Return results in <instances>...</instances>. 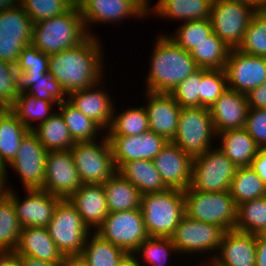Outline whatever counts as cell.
Listing matches in <instances>:
<instances>
[{
  "label": "cell",
  "mask_w": 266,
  "mask_h": 266,
  "mask_svg": "<svg viewBox=\"0 0 266 266\" xmlns=\"http://www.w3.org/2000/svg\"><path fill=\"white\" fill-rule=\"evenodd\" d=\"M98 40L89 36L79 45L49 55L48 73L67 95L103 82L104 50Z\"/></svg>",
  "instance_id": "6da1fadb"
},
{
  "label": "cell",
  "mask_w": 266,
  "mask_h": 266,
  "mask_svg": "<svg viewBox=\"0 0 266 266\" xmlns=\"http://www.w3.org/2000/svg\"><path fill=\"white\" fill-rule=\"evenodd\" d=\"M151 52L145 91L171 93L198 69L188 51L178 46L166 33L159 34Z\"/></svg>",
  "instance_id": "7a4b0ae2"
},
{
  "label": "cell",
  "mask_w": 266,
  "mask_h": 266,
  "mask_svg": "<svg viewBox=\"0 0 266 266\" xmlns=\"http://www.w3.org/2000/svg\"><path fill=\"white\" fill-rule=\"evenodd\" d=\"M89 36L75 4L64 14L33 23L31 45L50 55L79 45Z\"/></svg>",
  "instance_id": "3957f363"
},
{
  "label": "cell",
  "mask_w": 266,
  "mask_h": 266,
  "mask_svg": "<svg viewBox=\"0 0 266 266\" xmlns=\"http://www.w3.org/2000/svg\"><path fill=\"white\" fill-rule=\"evenodd\" d=\"M140 208L149 237H170L186 214L183 191L173 188L141 195Z\"/></svg>",
  "instance_id": "277c9868"
},
{
  "label": "cell",
  "mask_w": 266,
  "mask_h": 266,
  "mask_svg": "<svg viewBox=\"0 0 266 266\" xmlns=\"http://www.w3.org/2000/svg\"><path fill=\"white\" fill-rule=\"evenodd\" d=\"M183 194L187 216L215 224L224 231L235 229L238 206L229 191L203 192L189 187Z\"/></svg>",
  "instance_id": "5b68a950"
},
{
  "label": "cell",
  "mask_w": 266,
  "mask_h": 266,
  "mask_svg": "<svg viewBox=\"0 0 266 266\" xmlns=\"http://www.w3.org/2000/svg\"><path fill=\"white\" fill-rule=\"evenodd\" d=\"M214 139L217 141V133L209 108L186 107L181 109L172 143L194 159L214 147Z\"/></svg>",
  "instance_id": "8992f818"
},
{
  "label": "cell",
  "mask_w": 266,
  "mask_h": 266,
  "mask_svg": "<svg viewBox=\"0 0 266 266\" xmlns=\"http://www.w3.org/2000/svg\"><path fill=\"white\" fill-rule=\"evenodd\" d=\"M101 135L100 141L76 142L70 149L82 184H103L117 172L107 135Z\"/></svg>",
  "instance_id": "52a82bcc"
},
{
  "label": "cell",
  "mask_w": 266,
  "mask_h": 266,
  "mask_svg": "<svg viewBox=\"0 0 266 266\" xmlns=\"http://www.w3.org/2000/svg\"><path fill=\"white\" fill-rule=\"evenodd\" d=\"M257 8L241 0H213L209 20L213 32L231 49L242 43Z\"/></svg>",
  "instance_id": "ba28073f"
},
{
  "label": "cell",
  "mask_w": 266,
  "mask_h": 266,
  "mask_svg": "<svg viewBox=\"0 0 266 266\" xmlns=\"http://www.w3.org/2000/svg\"><path fill=\"white\" fill-rule=\"evenodd\" d=\"M224 230L212 223H205L193 218H190L186 214L180 220L178 226L175 228L173 234L170 236L171 241L174 243L178 254H184L192 256V254H213L210 258L204 259L207 263L201 261L199 264L208 265L215 254L218 252V248L221 243ZM212 252V253H211ZM187 253V254H186Z\"/></svg>",
  "instance_id": "9c48e42d"
},
{
  "label": "cell",
  "mask_w": 266,
  "mask_h": 266,
  "mask_svg": "<svg viewBox=\"0 0 266 266\" xmlns=\"http://www.w3.org/2000/svg\"><path fill=\"white\" fill-rule=\"evenodd\" d=\"M46 229L63 256L81 254L91 232L68 199L58 202Z\"/></svg>",
  "instance_id": "30bf717a"
},
{
  "label": "cell",
  "mask_w": 266,
  "mask_h": 266,
  "mask_svg": "<svg viewBox=\"0 0 266 266\" xmlns=\"http://www.w3.org/2000/svg\"><path fill=\"white\" fill-rule=\"evenodd\" d=\"M237 166L217 147L193 159L190 187L203 192L230 191Z\"/></svg>",
  "instance_id": "8fae6325"
},
{
  "label": "cell",
  "mask_w": 266,
  "mask_h": 266,
  "mask_svg": "<svg viewBox=\"0 0 266 266\" xmlns=\"http://www.w3.org/2000/svg\"><path fill=\"white\" fill-rule=\"evenodd\" d=\"M95 232L126 253H133L149 237L141 208L109 212Z\"/></svg>",
  "instance_id": "7c38bea8"
},
{
  "label": "cell",
  "mask_w": 266,
  "mask_h": 266,
  "mask_svg": "<svg viewBox=\"0 0 266 266\" xmlns=\"http://www.w3.org/2000/svg\"><path fill=\"white\" fill-rule=\"evenodd\" d=\"M47 152L36 134L29 130L21 139L15 158L4 169L5 188H8V167H10L20 177L24 190L42 189L45 179Z\"/></svg>",
  "instance_id": "4fadbf2b"
},
{
  "label": "cell",
  "mask_w": 266,
  "mask_h": 266,
  "mask_svg": "<svg viewBox=\"0 0 266 266\" xmlns=\"http://www.w3.org/2000/svg\"><path fill=\"white\" fill-rule=\"evenodd\" d=\"M33 22L22 6L0 11V59L17 64L21 51L32 41Z\"/></svg>",
  "instance_id": "5bb4252c"
},
{
  "label": "cell",
  "mask_w": 266,
  "mask_h": 266,
  "mask_svg": "<svg viewBox=\"0 0 266 266\" xmlns=\"http://www.w3.org/2000/svg\"><path fill=\"white\" fill-rule=\"evenodd\" d=\"M76 4L79 7L83 17L85 28L90 36H96L91 31V23L95 25L108 24L131 17L139 19L148 18V10L137 0H78ZM129 17V18H128Z\"/></svg>",
  "instance_id": "9a60e30c"
},
{
  "label": "cell",
  "mask_w": 266,
  "mask_h": 266,
  "mask_svg": "<svg viewBox=\"0 0 266 266\" xmlns=\"http://www.w3.org/2000/svg\"><path fill=\"white\" fill-rule=\"evenodd\" d=\"M5 194L13 201L22 228L46 227L53 217L56 205L62 199L43 189H25L26 197L21 201L11 186L6 188Z\"/></svg>",
  "instance_id": "2e32d148"
},
{
  "label": "cell",
  "mask_w": 266,
  "mask_h": 266,
  "mask_svg": "<svg viewBox=\"0 0 266 266\" xmlns=\"http://www.w3.org/2000/svg\"><path fill=\"white\" fill-rule=\"evenodd\" d=\"M224 70L228 88L246 95L266 81V58L231 49Z\"/></svg>",
  "instance_id": "e0dca14e"
},
{
  "label": "cell",
  "mask_w": 266,
  "mask_h": 266,
  "mask_svg": "<svg viewBox=\"0 0 266 266\" xmlns=\"http://www.w3.org/2000/svg\"><path fill=\"white\" fill-rule=\"evenodd\" d=\"M81 184L70 150L47 152L43 190L68 199Z\"/></svg>",
  "instance_id": "ac0fdd59"
},
{
  "label": "cell",
  "mask_w": 266,
  "mask_h": 266,
  "mask_svg": "<svg viewBox=\"0 0 266 266\" xmlns=\"http://www.w3.org/2000/svg\"><path fill=\"white\" fill-rule=\"evenodd\" d=\"M116 170L125 162L153 160L168 141L153 131L133 136H107Z\"/></svg>",
  "instance_id": "d6986e66"
},
{
  "label": "cell",
  "mask_w": 266,
  "mask_h": 266,
  "mask_svg": "<svg viewBox=\"0 0 266 266\" xmlns=\"http://www.w3.org/2000/svg\"><path fill=\"white\" fill-rule=\"evenodd\" d=\"M153 162L167 188L184 191L190 187L193 159L176 144L169 141Z\"/></svg>",
  "instance_id": "ffe728a7"
},
{
  "label": "cell",
  "mask_w": 266,
  "mask_h": 266,
  "mask_svg": "<svg viewBox=\"0 0 266 266\" xmlns=\"http://www.w3.org/2000/svg\"><path fill=\"white\" fill-rule=\"evenodd\" d=\"M208 266H256V235L236 229L225 231Z\"/></svg>",
  "instance_id": "44dd1931"
},
{
  "label": "cell",
  "mask_w": 266,
  "mask_h": 266,
  "mask_svg": "<svg viewBox=\"0 0 266 266\" xmlns=\"http://www.w3.org/2000/svg\"><path fill=\"white\" fill-rule=\"evenodd\" d=\"M144 105L149 121V129L157 135L163 136L168 142L175 137L181 106L171 93L145 92Z\"/></svg>",
  "instance_id": "7402d4cb"
},
{
  "label": "cell",
  "mask_w": 266,
  "mask_h": 266,
  "mask_svg": "<svg viewBox=\"0 0 266 266\" xmlns=\"http://www.w3.org/2000/svg\"><path fill=\"white\" fill-rule=\"evenodd\" d=\"M101 84L105 83L99 82L91 88L74 91L68 95L67 100L107 132L111 125L115 104L112 96L107 92V87H102Z\"/></svg>",
  "instance_id": "603a6c76"
},
{
  "label": "cell",
  "mask_w": 266,
  "mask_h": 266,
  "mask_svg": "<svg viewBox=\"0 0 266 266\" xmlns=\"http://www.w3.org/2000/svg\"><path fill=\"white\" fill-rule=\"evenodd\" d=\"M248 108L246 95L228 88L209 108L216 133L243 128Z\"/></svg>",
  "instance_id": "cb8c5ba5"
},
{
  "label": "cell",
  "mask_w": 266,
  "mask_h": 266,
  "mask_svg": "<svg viewBox=\"0 0 266 266\" xmlns=\"http://www.w3.org/2000/svg\"><path fill=\"white\" fill-rule=\"evenodd\" d=\"M68 200L91 232L97 230L109 213L102 184H81Z\"/></svg>",
  "instance_id": "d4e9b609"
},
{
  "label": "cell",
  "mask_w": 266,
  "mask_h": 266,
  "mask_svg": "<svg viewBox=\"0 0 266 266\" xmlns=\"http://www.w3.org/2000/svg\"><path fill=\"white\" fill-rule=\"evenodd\" d=\"M15 251L19 255H27L46 262L62 263L64 259L46 227L22 228Z\"/></svg>",
  "instance_id": "484cf974"
},
{
  "label": "cell",
  "mask_w": 266,
  "mask_h": 266,
  "mask_svg": "<svg viewBox=\"0 0 266 266\" xmlns=\"http://www.w3.org/2000/svg\"><path fill=\"white\" fill-rule=\"evenodd\" d=\"M213 0H158L148 9V17L153 14L166 20L193 21L209 19Z\"/></svg>",
  "instance_id": "4316f807"
},
{
  "label": "cell",
  "mask_w": 266,
  "mask_h": 266,
  "mask_svg": "<svg viewBox=\"0 0 266 266\" xmlns=\"http://www.w3.org/2000/svg\"><path fill=\"white\" fill-rule=\"evenodd\" d=\"M217 147L237 166H251L259 146L245 128L227 130L217 134ZM219 145V146H218Z\"/></svg>",
  "instance_id": "83f0119b"
},
{
  "label": "cell",
  "mask_w": 266,
  "mask_h": 266,
  "mask_svg": "<svg viewBox=\"0 0 266 266\" xmlns=\"http://www.w3.org/2000/svg\"><path fill=\"white\" fill-rule=\"evenodd\" d=\"M117 172L131 182L141 193L162 192L167 189L153 160H133L123 163Z\"/></svg>",
  "instance_id": "f1b7e54d"
},
{
  "label": "cell",
  "mask_w": 266,
  "mask_h": 266,
  "mask_svg": "<svg viewBox=\"0 0 266 266\" xmlns=\"http://www.w3.org/2000/svg\"><path fill=\"white\" fill-rule=\"evenodd\" d=\"M28 131L9 108H0V167L3 170L15 158L21 139Z\"/></svg>",
  "instance_id": "f546056e"
},
{
  "label": "cell",
  "mask_w": 266,
  "mask_h": 266,
  "mask_svg": "<svg viewBox=\"0 0 266 266\" xmlns=\"http://www.w3.org/2000/svg\"><path fill=\"white\" fill-rule=\"evenodd\" d=\"M102 185L106 195L108 212H122L140 208L141 193L118 172Z\"/></svg>",
  "instance_id": "4dcf8cb0"
},
{
  "label": "cell",
  "mask_w": 266,
  "mask_h": 266,
  "mask_svg": "<svg viewBox=\"0 0 266 266\" xmlns=\"http://www.w3.org/2000/svg\"><path fill=\"white\" fill-rule=\"evenodd\" d=\"M17 84L19 94L25 92L51 103H62L68 97L50 73L44 76H28L24 71L17 70Z\"/></svg>",
  "instance_id": "1f68e13d"
},
{
  "label": "cell",
  "mask_w": 266,
  "mask_h": 266,
  "mask_svg": "<svg viewBox=\"0 0 266 266\" xmlns=\"http://www.w3.org/2000/svg\"><path fill=\"white\" fill-rule=\"evenodd\" d=\"M59 104L37 99L24 92L19 94L15 102L9 107V110L24 126L29 130H33L36 126L46 121L55 112L53 108ZM35 122H37L36 125L32 124Z\"/></svg>",
  "instance_id": "d6a6232c"
},
{
  "label": "cell",
  "mask_w": 266,
  "mask_h": 266,
  "mask_svg": "<svg viewBox=\"0 0 266 266\" xmlns=\"http://www.w3.org/2000/svg\"><path fill=\"white\" fill-rule=\"evenodd\" d=\"M32 131L48 152L70 150L75 143L58 111L54 112L46 121L36 126Z\"/></svg>",
  "instance_id": "836d02e7"
},
{
  "label": "cell",
  "mask_w": 266,
  "mask_h": 266,
  "mask_svg": "<svg viewBox=\"0 0 266 266\" xmlns=\"http://www.w3.org/2000/svg\"><path fill=\"white\" fill-rule=\"evenodd\" d=\"M57 109L75 143L95 141L97 140V135L99 137L100 132H105L96 122L85 116L68 100L60 103Z\"/></svg>",
  "instance_id": "e575fe53"
},
{
  "label": "cell",
  "mask_w": 266,
  "mask_h": 266,
  "mask_svg": "<svg viewBox=\"0 0 266 266\" xmlns=\"http://www.w3.org/2000/svg\"><path fill=\"white\" fill-rule=\"evenodd\" d=\"M92 233L86 238L81 256L90 266H116L126 252L95 231Z\"/></svg>",
  "instance_id": "d590c367"
},
{
  "label": "cell",
  "mask_w": 266,
  "mask_h": 266,
  "mask_svg": "<svg viewBox=\"0 0 266 266\" xmlns=\"http://www.w3.org/2000/svg\"><path fill=\"white\" fill-rule=\"evenodd\" d=\"M115 110L114 105L111 125L105 132L107 136H133L150 130L144 105L128 107L117 115Z\"/></svg>",
  "instance_id": "8d00e7d4"
},
{
  "label": "cell",
  "mask_w": 266,
  "mask_h": 266,
  "mask_svg": "<svg viewBox=\"0 0 266 266\" xmlns=\"http://www.w3.org/2000/svg\"><path fill=\"white\" fill-rule=\"evenodd\" d=\"M231 48L228 47L214 32L197 44L189 53L198 68L224 69Z\"/></svg>",
  "instance_id": "74e56055"
},
{
  "label": "cell",
  "mask_w": 266,
  "mask_h": 266,
  "mask_svg": "<svg viewBox=\"0 0 266 266\" xmlns=\"http://www.w3.org/2000/svg\"><path fill=\"white\" fill-rule=\"evenodd\" d=\"M230 194L238 206L242 202L266 196V185L249 167H239L232 179Z\"/></svg>",
  "instance_id": "f35d334b"
},
{
  "label": "cell",
  "mask_w": 266,
  "mask_h": 266,
  "mask_svg": "<svg viewBox=\"0 0 266 266\" xmlns=\"http://www.w3.org/2000/svg\"><path fill=\"white\" fill-rule=\"evenodd\" d=\"M172 252L174 254L178 253L170 237H148L138 246L133 254L142 266H166V262L171 258ZM143 262H147V264Z\"/></svg>",
  "instance_id": "ab89813d"
},
{
  "label": "cell",
  "mask_w": 266,
  "mask_h": 266,
  "mask_svg": "<svg viewBox=\"0 0 266 266\" xmlns=\"http://www.w3.org/2000/svg\"><path fill=\"white\" fill-rule=\"evenodd\" d=\"M265 226L266 196L238 205L236 230L257 235Z\"/></svg>",
  "instance_id": "60d3db41"
},
{
  "label": "cell",
  "mask_w": 266,
  "mask_h": 266,
  "mask_svg": "<svg viewBox=\"0 0 266 266\" xmlns=\"http://www.w3.org/2000/svg\"><path fill=\"white\" fill-rule=\"evenodd\" d=\"M21 229L13 201L4 193L0 196V251L16 250Z\"/></svg>",
  "instance_id": "b9f144b4"
},
{
  "label": "cell",
  "mask_w": 266,
  "mask_h": 266,
  "mask_svg": "<svg viewBox=\"0 0 266 266\" xmlns=\"http://www.w3.org/2000/svg\"><path fill=\"white\" fill-rule=\"evenodd\" d=\"M175 34H167L178 46L190 52L197 44L201 43L213 33L209 19L185 21L180 24Z\"/></svg>",
  "instance_id": "7bdbcfd3"
},
{
  "label": "cell",
  "mask_w": 266,
  "mask_h": 266,
  "mask_svg": "<svg viewBox=\"0 0 266 266\" xmlns=\"http://www.w3.org/2000/svg\"><path fill=\"white\" fill-rule=\"evenodd\" d=\"M237 49L248 55L266 58V14L257 11L253 15Z\"/></svg>",
  "instance_id": "ee69618b"
},
{
  "label": "cell",
  "mask_w": 266,
  "mask_h": 266,
  "mask_svg": "<svg viewBox=\"0 0 266 266\" xmlns=\"http://www.w3.org/2000/svg\"><path fill=\"white\" fill-rule=\"evenodd\" d=\"M228 89L224 69H202L200 83V107L210 108Z\"/></svg>",
  "instance_id": "f6af8a7d"
},
{
  "label": "cell",
  "mask_w": 266,
  "mask_h": 266,
  "mask_svg": "<svg viewBox=\"0 0 266 266\" xmlns=\"http://www.w3.org/2000/svg\"><path fill=\"white\" fill-rule=\"evenodd\" d=\"M75 4L74 0H20V5L33 23L64 14Z\"/></svg>",
  "instance_id": "bcb514c9"
},
{
  "label": "cell",
  "mask_w": 266,
  "mask_h": 266,
  "mask_svg": "<svg viewBox=\"0 0 266 266\" xmlns=\"http://www.w3.org/2000/svg\"><path fill=\"white\" fill-rule=\"evenodd\" d=\"M201 68L180 82L171 95L181 108L200 107Z\"/></svg>",
  "instance_id": "7dc6e473"
},
{
  "label": "cell",
  "mask_w": 266,
  "mask_h": 266,
  "mask_svg": "<svg viewBox=\"0 0 266 266\" xmlns=\"http://www.w3.org/2000/svg\"><path fill=\"white\" fill-rule=\"evenodd\" d=\"M48 60V54L28 45L21 51L16 69L24 71L28 76H44L48 73Z\"/></svg>",
  "instance_id": "c3c4849f"
},
{
  "label": "cell",
  "mask_w": 266,
  "mask_h": 266,
  "mask_svg": "<svg viewBox=\"0 0 266 266\" xmlns=\"http://www.w3.org/2000/svg\"><path fill=\"white\" fill-rule=\"evenodd\" d=\"M18 96L16 66L0 59V108H9Z\"/></svg>",
  "instance_id": "681fc988"
},
{
  "label": "cell",
  "mask_w": 266,
  "mask_h": 266,
  "mask_svg": "<svg viewBox=\"0 0 266 266\" xmlns=\"http://www.w3.org/2000/svg\"><path fill=\"white\" fill-rule=\"evenodd\" d=\"M244 128L259 147H266V108H248Z\"/></svg>",
  "instance_id": "f907efd6"
},
{
  "label": "cell",
  "mask_w": 266,
  "mask_h": 266,
  "mask_svg": "<svg viewBox=\"0 0 266 266\" xmlns=\"http://www.w3.org/2000/svg\"><path fill=\"white\" fill-rule=\"evenodd\" d=\"M249 108H266V81L246 94Z\"/></svg>",
  "instance_id": "816d5d0a"
},
{
  "label": "cell",
  "mask_w": 266,
  "mask_h": 266,
  "mask_svg": "<svg viewBox=\"0 0 266 266\" xmlns=\"http://www.w3.org/2000/svg\"><path fill=\"white\" fill-rule=\"evenodd\" d=\"M266 185V147H259L257 155L250 166Z\"/></svg>",
  "instance_id": "f5cc1de1"
},
{
  "label": "cell",
  "mask_w": 266,
  "mask_h": 266,
  "mask_svg": "<svg viewBox=\"0 0 266 266\" xmlns=\"http://www.w3.org/2000/svg\"><path fill=\"white\" fill-rule=\"evenodd\" d=\"M0 266H22L20 255L15 250L0 251Z\"/></svg>",
  "instance_id": "db71d44e"
},
{
  "label": "cell",
  "mask_w": 266,
  "mask_h": 266,
  "mask_svg": "<svg viewBox=\"0 0 266 266\" xmlns=\"http://www.w3.org/2000/svg\"><path fill=\"white\" fill-rule=\"evenodd\" d=\"M256 266H266V240L256 235Z\"/></svg>",
  "instance_id": "11a10c76"
},
{
  "label": "cell",
  "mask_w": 266,
  "mask_h": 266,
  "mask_svg": "<svg viewBox=\"0 0 266 266\" xmlns=\"http://www.w3.org/2000/svg\"><path fill=\"white\" fill-rule=\"evenodd\" d=\"M20 260L22 266H62V263L46 262L27 255H20Z\"/></svg>",
  "instance_id": "9f6ffc18"
},
{
  "label": "cell",
  "mask_w": 266,
  "mask_h": 266,
  "mask_svg": "<svg viewBox=\"0 0 266 266\" xmlns=\"http://www.w3.org/2000/svg\"><path fill=\"white\" fill-rule=\"evenodd\" d=\"M62 266H90L85 259L79 255L64 256Z\"/></svg>",
  "instance_id": "6f0895ef"
},
{
  "label": "cell",
  "mask_w": 266,
  "mask_h": 266,
  "mask_svg": "<svg viewBox=\"0 0 266 266\" xmlns=\"http://www.w3.org/2000/svg\"><path fill=\"white\" fill-rule=\"evenodd\" d=\"M116 266H142L133 253H126Z\"/></svg>",
  "instance_id": "680465c9"
},
{
  "label": "cell",
  "mask_w": 266,
  "mask_h": 266,
  "mask_svg": "<svg viewBox=\"0 0 266 266\" xmlns=\"http://www.w3.org/2000/svg\"><path fill=\"white\" fill-rule=\"evenodd\" d=\"M20 6V0H0V11Z\"/></svg>",
  "instance_id": "91938a15"
},
{
  "label": "cell",
  "mask_w": 266,
  "mask_h": 266,
  "mask_svg": "<svg viewBox=\"0 0 266 266\" xmlns=\"http://www.w3.org/2000/svg\"><path fill=\"white\" fill-rule=\"evenodd\" d=\"M4 170L0 167V196L5 193Z\"/></svg>",
  "instance_id": "94428289"
},
{
  "label": "cell",
  "mask_w": 266,
  "mask_h": 266,
  "mask_svg": "<svg viewBox=\"0 0 266 266\" xmlns=\"http://www.w3.org/2000/svg\"><path fill=\"white\" fill-rule=\"evenodd\" d=\"M257 11L266 14V0H262L260 5L257 7Z\"/></svg>",
  "instance_id": "6125c7cd"
},
{
  "label": "cell",
  "mask_w": 266,
  "mask_h": 266,
  "mask_svg": "<svg viewBox=\"0 0 266 266\" xmlns=\"http://www.w3.org/2000/svg\"><path fill=\"white\" fill-rule=\"evenodd\" d=\"M241 1L252 4L253 6L257 8L260 5L262 0H241Z\"/></svg>",
  "instance_id": "be15d7a7"
},
{
  "label": "cell",
  "mask_w": 266,
  "mask_h": 266,
  "mask_svg": "<svg viewBox=\"0 0 266 266\" xmlns=\"http://www.w3.org/2000/svg\"><path fill=\"white\" fill-rule=\"evenodd\" d=\"M139 3H141L147 10L151 7L149 0H137Z\"/></svg>",
  "instance_id": "e7e4bbea"
},
{
  "label": "cell",
  "mask_w": 266,
  "mask_h": 266,
  "mask_svg": "<svg viewBox=\"0 0 266 266\" xmlns=\"http://www.w3.org/2000/svg\"><path fill=\"white\" fill-rule=\"evenodd\" d=\"M261 239L266 240V226L257 234Z\"/></svg>",
  "instance_id": "03108f58"
}]
</instances>
